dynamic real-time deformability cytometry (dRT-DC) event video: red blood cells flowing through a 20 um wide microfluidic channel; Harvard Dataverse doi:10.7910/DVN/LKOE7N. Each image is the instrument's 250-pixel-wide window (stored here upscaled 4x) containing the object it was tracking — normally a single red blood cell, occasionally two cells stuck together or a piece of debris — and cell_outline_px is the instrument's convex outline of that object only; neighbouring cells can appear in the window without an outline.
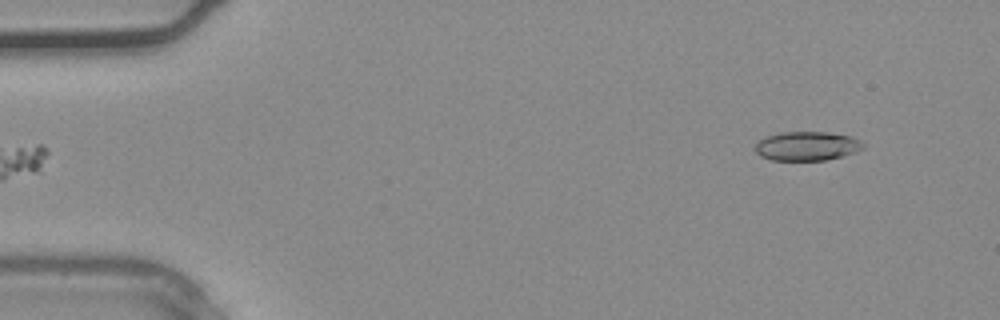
{"species": "common noctule bat (a hibernating species)", "species_latin": "Nyctalus noctula", "temperature_condition": "warm", "stored_images_in_passage": 34, "camera_frame_rate_fps": 3000, "um_per_image_px": 0.085, "animal": {"sex": "male", "body_mass_g": 20.4}, "frame": {"image": 1, "passage_image": 1, "time_ms": 0.0, "image_size_px": [1000, 320], "cell_outline_px": [[864, 148], [856, 152], [824, 160], [772, 160], [760, 156], [756, 152], [756, 144], [764, 136], [780, 132], [828, 132], [852, 136], [860, 140], [864, 144]], "centroid_in_image_um": [68.6, 12.4], "position_along_channel_um": 16.4, "area_um2": 18.32}}
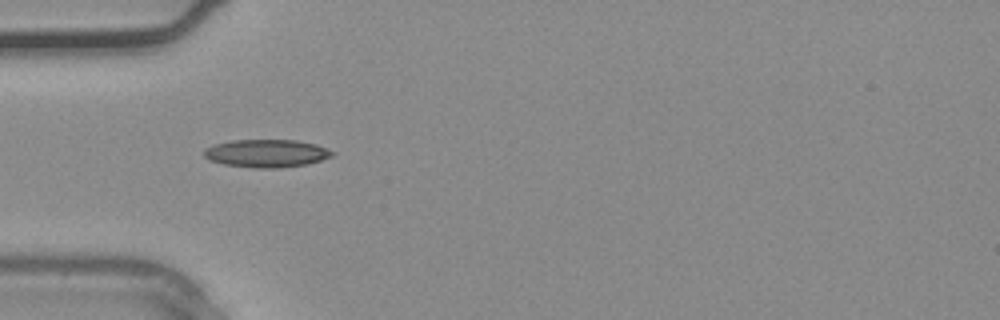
{"frame": {"image": 2, "passage_image": 9, "time_ms": 2.667, "image_size_px": [1000, 320], "cell_outline_px": [[336, 152], [332, 156], [308, 164], [280, 168], [252, 168], [224, 164], [208, 160], [204, 156], [204, 148], [212, 144], [232, 140], [296, 140], [316, 144]], "centroid_in_image_um": [22.63, 13.03], "position_along_channel_um": 62.4, "area_um2": 21.04}}
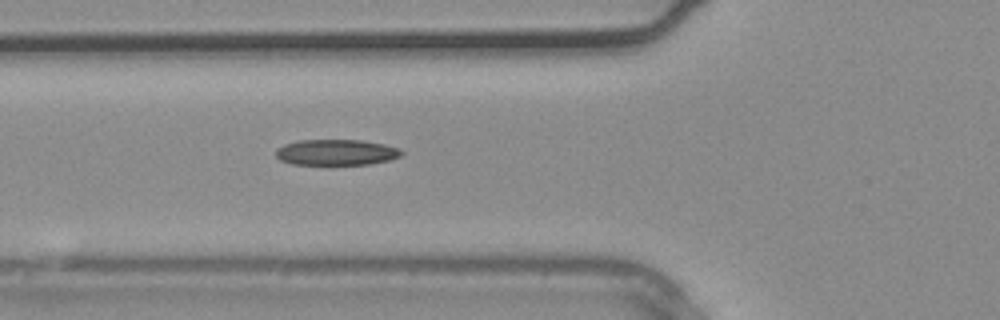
{"frame": {"image": 3, "passage_image": 11, "time_ms": 3.333, "image_size_px": [1000, 320], "cell_outline_px": [[404, 152], [400, 156], [388, 160], [368, 164], [292, 164], [280, 160], [276, 156], [276, 148], [284, 144], [300, 140], [364, 140], [384, 144], [400, 148]], "centroid_in_image_um": [28.58, 12.94], "position_along_channel_um": 97.2, "area_um2": 18.9}}